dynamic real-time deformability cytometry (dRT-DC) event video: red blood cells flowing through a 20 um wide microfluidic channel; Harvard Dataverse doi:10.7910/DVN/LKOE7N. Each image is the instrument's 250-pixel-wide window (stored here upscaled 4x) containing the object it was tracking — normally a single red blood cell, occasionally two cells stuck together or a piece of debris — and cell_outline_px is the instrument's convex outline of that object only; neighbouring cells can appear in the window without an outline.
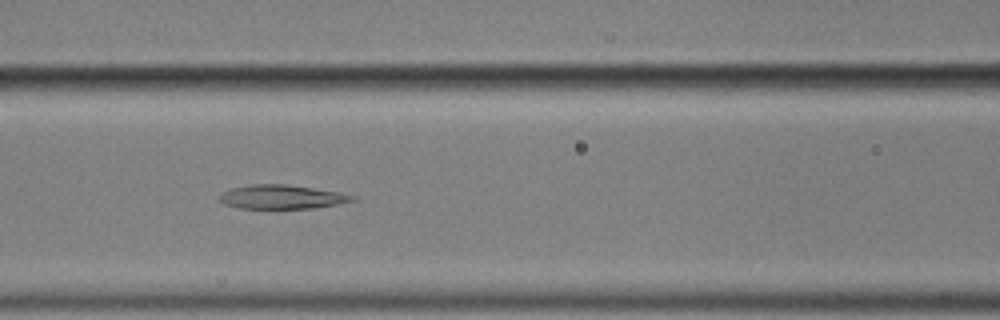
{"species": "common noctule bat (a hibernating species)", "species_latin": "Nyctalus noctula", "temperature_condition": "cold", "stored_images_in_passage": 40, "camera_frame_rate_fps": 3000, "um_per_image_px": 0.085, "animal": {"sex": "male", "body_mass_g": 17.9}, "frame": {"image": 1, "passage_image": 8, "time_ms": 2.333, "image_size_px": [1000, 320], "cell_outline_px": [[356, 200], [336, 204], [312, 208], [240, 208], [224, 204], [220, 200], [220, 196], [224, 192], [232, 188], [248, 184], [284, 184], [340, 192], [356, 196]], "centroid_in_image_um": [23.96, 16.73], "position_along_channel_um": 142.6, "area_um2": 18.32}}
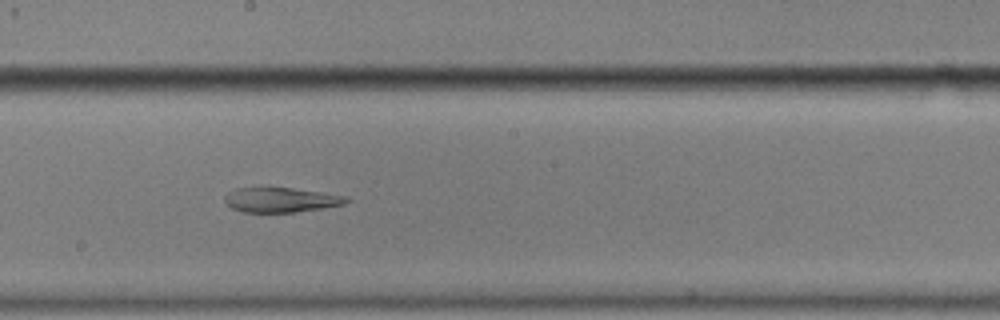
{"frame": {"image": 2, "passage_image": 15, "time_ms": 4.667, "image_size_px": [1000, 320], "cell_outline_px": [[352, 200], [344, 204], [324, 208], [296, 212], [244, 212], [232, 208], [224, 200], [224, 196], [228, 192], [236, 188], [292, 188], [348, 196]], "centroid_in_image_um": [23.91, 16.99], "position_along_channel_um": 224.3, "area_um2": 17.51}}
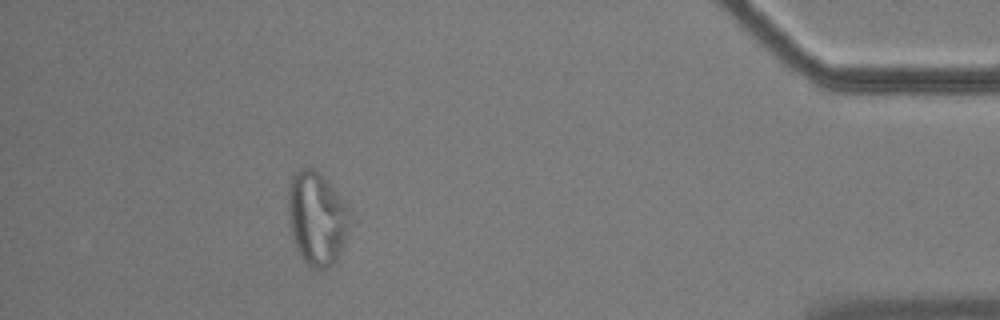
{"frame": {"image": 3, "passage_image": 35, "time_ms": 11.333, "image_size_px": [1000, 320], "cell_outline_px": [[352, 216], [344, 244], [336, 260], [328, 268], [312, 268], [300, 256], [296, 248], [292, 236], [288, 220], [288, 184], [292, 172], [300, 168], [312, 168], [320, 172], [324, 176], [348, 208]], "centroid_in_image_um": [26.91, 18.52], "position_along_channel_um": 408.3, "area_um2": 33.87}, "authors_computed_cell_mechanics": {"area_um2": 20.2878, "velocity_mm_per_s": 3.5088, "shape_relaxation_time_tau1_ms": null, "shape_relaxation_time_tau2_ms": 3.3934, "deformation_change_tau1": null, "deformation_change_tau2": 0.0969}}